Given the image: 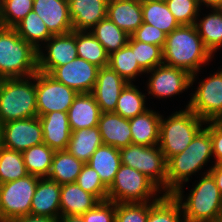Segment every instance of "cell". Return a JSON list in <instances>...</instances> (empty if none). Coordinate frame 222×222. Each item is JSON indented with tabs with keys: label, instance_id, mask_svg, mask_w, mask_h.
Returning <instances> with one entry per match:
<instances>
[{
	"label": "cell",
	"instance_id": "cell-1",
	"mask_svg": "<svg viewBox=\"0 0 222 222\" xmlns=\"http://www.w3.org/2000/svg\"><path fill=\"white\" fill-rule=\"evenodd\" d=\"M163 51V63L181 68L191 75V86L202 65L208 64L214 55L204 45L195 25H180L167 34Z\"/></svg>",
	"mask_w": 222,
	"mask_h": 222
},
{
	"label": "cell",
	"instance_id": "cell-2",
	"mask_svg": "<svg viewBox=\"0 0 222 222\" xmlns=\"http://www.w3.org/2000/svg\"><path fill=\"white\" fill-rule=\"evenodd\" d=\"M213 155L210 132L203 128L188 147L167 161V194L183 188V182L209 162Z\"/></svg>",
	"mask_w": 222,
	"mask_h": 222
},
{
	"label": "cell",
	"instance_id": "cell-3",
	"mask_svg": "<svg viewBox=\"0 0 222 222\" xmlns=\"http://www.w3.org/2000/svg\"><path fill=\"white\" fill-rule=\"evenodd\" d=\"M37 54L14 28L0 27V79L34 75L38 71Z\"/></svg>",
	"mask_w": 222,
	"mask_h": 222
},
{
	"label": "cell",
	"instance_id": "cell-4",
	"mask_svg": "<svg viewBox=\"0 0 222 222\" xmlns=\"http://www.w3.org/2000/svg\"><path fill=\"white\" fill-rule=\"evenodd\" d=\"M183 192L182 189H177L173 195L181 205L186 222H220L222 196L209 171L193 187L185 202Z\"/></svg>",
	"mask_w": 222,
	"mask_h": 222
},
{
	"label": "cell",
	"instance_id": "cell-5",
	"mask_svg": "<svg viewBox=\"0 0 222 222\" xmlns=\"http://www.w3.org/2000/svg\"><path fill=\"white\" fill-rule=\"evenodd\" d=\"M36 116L35 74L29 77L0 79V122L4 124Z\"/></svg>",
	"mask_w": 222,
	"mask_h": 222
},
{
	"label": "cell",
	"instance_id": "cell-6",
	"mask_svg": "<svg viewBox=\"0 0 222 222\" xmlns=\"http://www.w3.org/2000/svg\"><path fill=\"white\" fill-rule=\"evenodd\" d=\"M206 121L189 108L173 113L167 119L161 117L159 148L168 161L172 156L183 152L194 137L204 128Z\"/></svg>",
	"mask_w": 222,
	"mask_h": 222
},
{
	"label": "cell",
	"instance_id": "cell-7",
	"mask_svg": "<svg viewBox=\"0 0 222 222\" xmlns=\"http://www.w3.org/2000/svg\"><path fill=\"white\" fill-rule=\"evenodd\" d=\"M157 193L160 194L161 190L149 178L136 169L121 164L108 187L107 200L114 203H145L157 201L161 197Z\"/></svg>",
	"mask_w": 222,
	"mask_h": 222
},
{
	"label": "cell",
	"instance_id": "cell-8",
	"mask_svg": "<svg viewBox=\"0 0 222 222\" xmlns=\"http://www.w3.org/2000/svg\"><path fill=\"white\" fill-rule=\"evenodd\" d=\"M119 151L121 164L141 172L167 194V160L158 145L130 144Z\"/></svg>",
	"mask_w": 222,
	"mask_h": 222
},
{
	"label": "cell",
	"instance_id": "cell-9",
	"mask_svg": "<svg viewBox=\"0 0 222 222\" xmlns=\"http://www.w3.org/2000/svg\"><path fill=\"white\" fill-rule=\"evenodd\" d=\"M40 177L27 175L2 183L0 189V222L30 214L31 202Z\"/></svg>",
	"mask_w": 222,
	"mask_h": 222
},
{
	"label": "cell",
	"instance_id": "cell-10",
	"mask_svg": "<svg viewBox=\"0 0 222 222\" xmlns=\"http://www.w3.org/2000/svg\"><path fill=\"white\" fill-rule=\"evenodd\" d=\"M37 116L54 111L68 112L75 96L74 89L55 80L48 73H35Z\"/></svg>",
	"mask_w": 222,
	"mask_h": 222
},
{
	"label": "cell",
	"instance_id": "cell-11",
	"mask_svg": "<svg viewBox=\"0 0 222 222\" xmlns=\"http://www.w3.org/2000/svg\"><path fill=\"white\" fill-rule=\"evenodd\" d=\"M185 108H189L204 121L222 118V69L199 82Z\"/></svg>",
	"mask_w": 222,
	"mask_h": 222
},
{
	"label": "cell",
	"instance_id": "cell-12",
	"mask_svg": "<svg viewBox=\"0 0 222 222\" xmlns=\"http://www.w3.org/2000/svg\"><path fill=\"white\" fill-rule=\"evenodd\" d=\"M146 73L151 74L147 82V94L159 99L182 93L191 85V75L186 70L164 63Z\"/></svg>",
	"mask_w": 222,
	"mask_h": 222
},
{
	"label": "cell",
	"instance_id": "cell-13",
	"mask_svg": "<svg viewBox=\"0 0 222 222\" xmlns=\"http://www.w3.org/2000/svg\"><path fill=\"white\" fill-rule=\"evenodd\" d=\"M3 126V147L23 152L43 141L42 125L39 117L5 122Z\"/></svg>",
	"mask_w": 222,
	"mask_h": 222
},
{
	"label": "cell",
	"instance_id": "cell-14",
	"mask_svg": "<svg viewBox=\"0 0 222 222\" xmlns=\"http://www.w3.org/2000/svg\"><path fill=\"white\" fill-rule=\"evenodd\" d=\"M99 67L77 57L65 65L53 68L48 74L77 93H91Z\"/></svg>",
	"mask_w": 222,
	"mask_h": 222
},
{
	"label": "cell",
	"instance_id": "cell-15",
	"mask_svg": "<svg viewBox=\"0 0 222 222\" xmlns=\"http://www.w3.org/2000/svg\"><path fill=\"white\" fill-rule=\"evenodd\" d=\"M47 50L44 54L43 49ZM38 71L49 73L53 68L67 64L76 59V31L66 34L53 35L38 50Z\"/></svg>",
	"mask_w": 222,
	"mask_h": 222
},
{
	"label": "cell",
	"instance_id": "cell-16",
	"mask_svg": "<svg viewBox=\"0 0 222 222\" xmlns=\"http://www.w3.org/2000/svg\"><path fill=\"white\" fill-rule=\"evenodd\" d=\"M127 82L109 66L99 69L92 95L101 113L115 112L118 98Z\"/></svg>",
	"mask_w": 222,
	"mask_h": 222
},
{
	"label": "cell",
	"instance_id": "cell-17",
	"mask_svg": "<svg viewBox=\"0 0 222 222\" xmlns=\"http://www.w3.org/2000/svg\"><path fill=\"white\" fill-rule=\"evenodd\" d=\"M33 11L43 20L52 35L73 31L68 0H34Z\"/></svg>",
	"mask_w": 222,
	"mask_h": 222
},
{
	"label": "cell",
	"instance_id": "cell-18",
	"mask_svg": "<svg viewBox=\"0 0 222 222\" xmlns=\"http://www.w3.org/2000/svg\"><path fill=\"white\" fill-rule=\"evenodd\" d=\"M109 0H68L74 31H87L107 17Z\"/></svg>",
	"mask_w": 222,
	"mask_h": 222
},
{
	"label": "cell",
	"instance_id": "cell-19",
	"mask_svg": "<svg viewBox=\"0 0 222 222\" xmlns=\"http://www.w3.org/2000/svg\"><path fill=\"white\" fill-rule=\"evenodd\" d=\"M60 192L61 185L56 181L40 178L32 198L30 214L58 220L61 215Z\"/></svg>",
	"mask_w": 222,
	"mask_h": 222
},
{
	"label": "cell",
	"instance_id": "cell-20",
	"mask_svg": "<svg viewBox=\"0 0 222 222\" xmlns=\"http://www.w3.org/2000/svg\"><path fill=\"white\" fill-rule=\"evenodd\" d=\"M38 117L42 125L44 143L54 151L66 150L72 132L68 112L54 111Z\"/></svg>",
	"mask_w": 222,
	"mask_h": 222
},
{
	"label": "cell",
	"instance_id": "cell-21",
	"mask_svg": "<svg viewBox=\"0 0 222 222\" xmlns=\"http://www.w3.org/2000/svg\"><path fill=\"white\" fill-rule=\"evenodd\" d=\"M98 128L103 145L121 149L132 144L129 119L114 112L101 113Z\"/></svg>",
	"mask_w": 222,
	"mask_h": 222
},
{
	"label": "cell",
	"instance_id": "cell-22",
	"mask_svg": "<svg viewBox=\"0 0 222 222\" xmlns=\"http://www.w3.org/2000/svg\"><path fill=\"white\" fill-rule=\"evenodd\" d=\"M101 110L92 93H78L68 109L71 131L98 126Z\"/></svg>",
	"mask_w": 222,
	"mask_h": 222
},
{
	"label": "cell",
	"instance_id": "cell-23",
	"mask_svg": "<svg viewBox=\"0 0 222 222\" xmlns=\"http://www.w3.org/2000/svg\"><path fill=\"white\" fill-rule=\"evenodd\" d=\"M107 17L128 35L143 23L140 0H109Z\"/></svg>",
	"mask_w": 222,
	"mask_h": 222
},
{
	"label": "cell",
	"instance_id": "cell-24",
	"mask_svg": "<svg viewBox=\"0 0 222 222\" xmlns=\"http://www.w3.org/2000/svg\"><path fill=\"white\" fill-rule=\"evenodd\" d=\"M161 117L158 112L148 109L143 114L129 119L132 144L158 145Z\"/></svg>",
	"mask_w": 222,
	"mask_h": 222
},
{
	"label": "cell",
	"instance_id": "cell-25",
	"mask_svg": "<svg viewBox=\"0 0 222 222\" xmlns=\"http://www.w3.org/2000/svg\"><path fill=\"white\" fill-rule=\"evenodd\" d=\"M98 202L99 200L94 195L84 191L76 183L61 185V215H82L92 209Z\"/></svg>",
	"mask_w": 222,
	"mask_h": 222
},
{
	"label": "cell",
	"instance_id": "cell-26",
	"mask_svg": "<svg viewBox=\"0 0 222 222\" xmlns=\"http://www.w3.org/2000/svg\"><path fill=\"white\" fill-rule=\"evenodd\" d=\"M100 176L101 181L109 187L121 166L120 151L109 145H102L92 154L87 162Z\"/></svg>",
	"mask_w": 222,
	"mask_h": 222
},
{
	"label": "cell",
	"instance_id": "cell-27",
	"mask_svg": "<svg viewBox=\"0 0 222 222\" xmlns=\"http://www.w3.org/2000/svg\"><path fill=\"white\" fill-rule=\"evenodd\" d=\"M102 145L101 134L96 126L72 131L66 150L77 159L87 163L92 154Z\"/></svg>",
	"mask_w": 222,
	"mask_h": 222
},
{
	"label": "cell",
	"instance_id": "cell-28",
	"mask_svg": "<svg viewBox=\"0 0 222 222\" xmlns=\"http://www.w3.org/2000/svg\"><path fill=\"white\" fill-rule=\"evenodd\" d=\"M84 164L83 161L77 159L67 150L55 151L47 178L60 185L75 183Z\"/></svg>",
	"mask_w": 222,
	"mask_h": 222
},
{
	"label": "cell",
	"instance_id": "cell-29",
	"mask_svg": "<svg viewBox=\"0 0 222 222\" xmlns=\"http://www.w3.org/2000/svg\"><path fill=\"white\" fill-rule=\"evenodd\" d=\"M141 8L143 22L155 26L166 34H170L180 26L165 1H141Z\"/></svg>",
	"mask_w": 222,
	"mask_h": 222
},
{
	"label": "cell",
	"instance_id": "cell-30",
	"mask_svg": "<svg viewBox=\"0 0 222 222\" xmlns=\"http://www.w3.org/2000/svg\"><path fill=\"white\" fill-rule=\"evenodd\" d=\"M212 10L201 20H199L198 14L194 25L204 45L213 55L222 47V12L219 9Z\"/></svg>",
	"mask_w": 222,
	"mask_h": 222
},
{
	"label": "cell",
	"instance_id": "cell-31",
	"mask_svg": "<svg viewBox=\"0 0 222 222\" xmlns=\"http://www.w3.org/2000/svg\"><path fill=\"white\" fill-rule=\"evenodd\" d=\"M89 31L102 44L109 55L124 47L130 37L108 17L102 19Z\"/></svg>",
	"mask_w": 222,
	"mask_h": 222
},
{
	"label": "cell",
	"instance_id": "cell-32",
	"mask_svg": "<svg viewBox=\"0 0 222 222\" xmlns=\"http://www.w3.org/2000/svg\"><path fill=\"white\" fill-rule=\"evenodd\" d=\"M77 56L99 68L108 66L109 54L89 31H76Z\"/></svg>",
	"mask_w": 222,
	"mask_h": 222
},
{
	"label": "cell",
	"instance_id": "cell-33",
	"mask_svg": "<svg viewBox=\"0 0 222 222\" xmlns=\"http://www.w3.org/2000/svg\"><path fill=\"white\" fill-rule=\"evenodd\" d=\"M18 35L27 43H30L37 51L53 35L49 32L43 20L31 11L15 27ZM42 42L41 44H39Z\"/></svg>",
	"mask_w": 222,
	"mask_h": 222
},
{
	"label": "cell",
	"instance_id": "cell-34",
	"mask_svg": "<svg viewBox=\"0 0 222 222\" xmlns=\"http://www.w3.org/2000/svg\"><path fill=\"white\" fill-rule=\"evenodd\" d=\"M108 66L117 72L127 83H132L138 75L146 73L139 66L135 57V51L128 44L109 55Z\"/></svg>",
	"mask_w": 222,
	"mask_h": 222
},
{
	"label": "cell",
	"instance_id": "cell-35",
	"mask_svg": "<svg viewBox=\"0 0 222 222\" xmlns=\"http://www.w3.org/2000/svg\"><path fill=\"white\" fill-rule=\"evenodd\" d=\"M162 194L157 201H151L147 222H186L177 198L173 194Z\"/></svg>",
	"mask_w": 222,
	"mask_h": 222
},
{
	"label": "cell",
	"instance_id": "cell-36",
	"mask_svg": "<svg viewBox=\"0 0 222 222\" xmlns=\"http://www.w3.org/2000/svg\"><path fill=\"white\" fill-rule=\"evenodd\" d=\"M54 150L45 143L32 146L22 152L27 172L40 178L48 177Z\"/></svg>",
	"mask_w": 222,
	"mask_h": 222
},
{
	"label": "cell",
	"instance_id": "cell-37",
	"mask_svg": "<svg viewBox=\"0 0 222 222\" xmlns=\"http://www.w3.org/2000/svg\"><path fill=\"white\" fill-rule=\"evenodd\" d=\"M145 98V94H142L133 82L127 83L120 93L114 113L126 119L143 114L148 110L145 106Z\"/></svg>",
	"mask_w": 222,
	"mask_h": 222
},
{
	"label": "cell",
	"instance_id": "cell-38",
	"mask_svg": "<svg viewBox=\"0 0 222 222\" xmlns=\"http://www.w3.org/2000/svg\"><path fill=\"white\" fill-rule=\"evenodd\" d=\"M29 175L22 152L0 148V182L7 183Z\"/></svg>",
	"mask_w": 222,
	"mask_h": 222
},
{
	"label": "cell",
	"instance_id": "cell-39",
	"mask_svg": "<svg viewBox=\"0 0 222 222\" xmlns=\"http://www.w3.org/2000/svg\"><path fill=\"white\" fill-rule=\"evenodd\" d=\"M127 44L135 51L136 60L145 72L163 64V51L160 46L136 41L131 36Z\"/></svg>",
	"mask_w": 222,
	"mask_h": 222
},
{
	"label": "cell",
	"instance_id": "cell-40",
	"mask_svg": "<svg viewBox=\"0 0 222 222\" xmlns=\"http://www.w3.org/2000/svg\"><path fill=\"white\" fill-rule=\"evenodd\" d=\"M34 0H1V27L14 28L33 11Z\"/></svg>",
	"mask_w": 222,
	"mask_h": 222
},
{
	"label": "cell",
	"instance_id": "cell-41",
	"mask_svg": "<svg viewBox=\"0 0 222 222\" xmlns=\"http://www.w3.org/2000/svg\"><path fill=\"white\" fill-rule=\"evenodd\" d=\"M75 183L84 191L94 195L99 201L107 200L108 187L101 181L99 174L87 163L82 167Z\"/></svg>",
	"mask_w": 222,
	"mask_h": 222
},
{
	"label": "cell",
	"instance_id": "cell-42",
	"mask_svg": "<svg viewBox=\"0 0 222 222\" xmlns=\"http://www.w3.org/2000/svg\"><path fill=\"white\" fill-rule=\"evenodd\" d=\"M179 25H194L200 9L197 0H165Z\"/></svg>",
	"mask_w": 222,
	"mask_h": 222
},
{
	"label": "cell",
	"instance_id": "cell-43",
	"mask_svg": "<svg viewBox=\"0 0 222 222\" xmlns=\"http://www.w3.org/2000/svg\"><path fill=\"white\" fill-rule=\"evenodd\" d=\"M151 202L116 203L115 222H147Z\"/></svg>",
	"mask_w": 222,
	"mask_h": 222
},
{
	"label": "cell",
	"instance_id": "cell-44",
	"mask_svg": "<svg viewBox=\"0 0 222 222\" xmlns=\"http://www.w3.org/2000/svg\"><path fill=\"white\" fill-rule=\"evenodd\" d=\"M116 203L99 201L92 209L82 214L84 222H115Z\"/></svg>",
	"mask_w": 222,
	"mask_h": 222
},
{
	"label": "cell",
	"instance_id": "cell-45",
	"mask_svg": "<svg viewBox=\"0 0 222 222\" xmlns=\"http://www.w3.org/2000/svg\"><path fill=\"white\" fill-rule=\"evenodd\" d=\"M130 36L136 41L157 45L163 49L167 34L155 26L143 22Z\"/></svg>",
	"mask_w": 222,
	"mask_h": 222
},
{
	"label": "cell",
	"instance_id": "cell-46",
	"mask_svg": "<svg viewBox=\"0 0 222 222\" xmlns=\"http://www.w3.org/2000/svg\"><path fill=\"white\" fill-rule=\"evenodd\" d=\"M205 128L210 132L212 139L213 157L215 164H222V123L220 121H207Z\"/></svg>",
	"mask_w": 222,
	"mask_h": 222
},
{
	"label": "cell",
	"instance_id": "cell-47",
	"mask_svg": "<svg viewBox=\"0 0 222 222\" xmlns=\"http://www.w3.org/2000/svg\"><path fill=\"white\" fill-rule=\"evenodd\" d=\"M9 222H58V220L52 217L28 214L22 217L15 218Z\"/></svg>",
	"mask_w": 222,
	"mask_h": 222
},
{
	"label": "cell",
	"instance_id": "cell-48",
	"mask_svg": "<svg viewBox=\"0 0 222 222\" xmlns=\"http://www.w3.org/2000/svg\"><path fill=\"white\" fill-rule=\"evenodd\" d=\"M209 173L213 176L216 186L222 196V164H214L208 169Z\"/></svg>",
	"mask_w": 222,
	"mask_h": 222
},
{
	"label": "cell",
	"instance_id": "cell-49",
	"mask_svg": "<svg viewBox=\"0 0 222 222\" xmlns=\"http://www.w3.org/2000/svg\"><path fill=\"white\" fill-rule=\"evenodd\" d=\"M199 8L205 5L207 8L219 9L222 5V0H197Z\"/></svg>",
	"mask_w": 222,
	"mask_h": 222
},
{
	"label": "cell",
	"instance_id": "cell-50",
	"mask_svg": "<svg viewBox=\"0 0 222 222\" xmlns=\"http://www.w3.org/2000/svg\"><path fill=\"white\" fill-rule=\"evenodd\" d=\"M58 222H84L82 215H60Z\"/></svg>",
	"mask_w": 222,
	"mask_h": 222
},
{
	"label": "cell",
	"instance_id": "cell-51",
	"mask_svg": "<svg viewBox=\"0 0 222 222\" xmlns=\"http://www.w3.org/2000/svg\"><path fill=\"white\" fill-rule=\"evenodd\" d=\"M3 147V126L0 122V148Z\"/></svg>",
	"mask_w": 222,
	"mask_h": 222
},
{
	"label": "cell",
	"instance_id": "cell-52",
	"mask_svg": "<svg viewBox=\"0 0 222 222\" xmlns=\"http://www.w3.org/2000/svg\"><path fill=\"white\" fill-rule=\"evenodd\" d=\"M0 27H1V0H0Z\"/></svg>",
	"mask_w": 222,
	"mask_h": 222
}]
</instances>
